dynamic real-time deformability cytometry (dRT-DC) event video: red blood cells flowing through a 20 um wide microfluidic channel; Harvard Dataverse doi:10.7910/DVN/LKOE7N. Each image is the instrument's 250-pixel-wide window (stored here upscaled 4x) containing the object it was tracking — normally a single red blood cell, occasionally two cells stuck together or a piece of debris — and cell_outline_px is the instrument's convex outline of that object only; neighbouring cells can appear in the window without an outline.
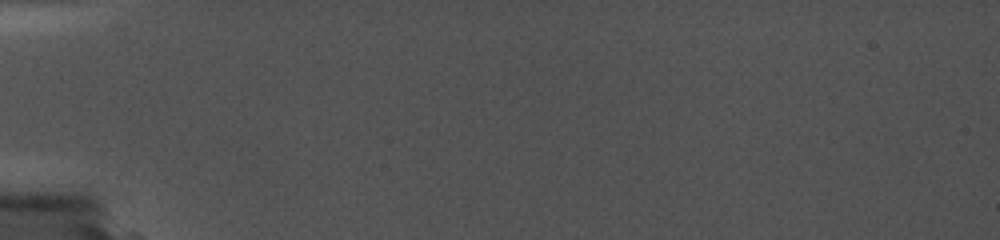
{"species": "common noctule bat (a hibernating species)", "species_latin": "Nyctalus noctula", "temperature_condition": "cold", "stored_images_in_passage": 3, "camera_frame_rate_fps": 5000, "um_per_image_px": 0.085, "animal": {"sex": "female", "body_mass_g": 19.0, "forearm_length_mm": 56.7}, "frame": {"image": 1, "passage_image": 2, "time_ms": 0.4, "image_size_px": [1000, 240], "cell_outline_px": [[680, 136], [648, 140], [604, 140], [540, 136], [516, 132], [516, 128], [560, 124], [656, 128], [680, 132]], "centroid_in_image_um": [50.88, 11.25], "position_along_channel_um": 34.1, "area_um2": 13.47}}